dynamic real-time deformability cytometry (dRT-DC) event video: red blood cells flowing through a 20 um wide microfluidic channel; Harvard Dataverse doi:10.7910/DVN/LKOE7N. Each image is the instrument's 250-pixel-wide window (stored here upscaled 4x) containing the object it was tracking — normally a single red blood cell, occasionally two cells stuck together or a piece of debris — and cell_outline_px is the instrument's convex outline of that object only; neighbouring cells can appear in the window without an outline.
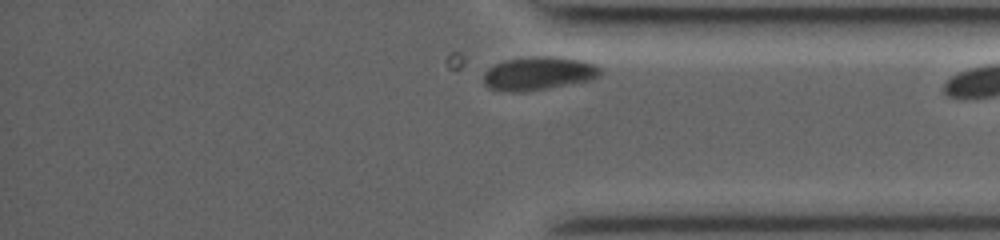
{"species": "common noctule bat (a hibernating species)", "species_latin": "Nyctalus noctula", "temperature_condition": "room temperature", "stored_images_in_passage": 35, "camera_frame_rate_fps": 3500, "um_per_image_px": 0.085, "animal": {"sex": "female", "body_mass_g": 19.0, "forearm_length_mm": 53.3}, "frame": {"image": 1, "passage_image": 34, "time_ms": 9.429, "image_size_px": [1000, 240], "cell_outline_px": [[600, 72], [596, 76], [588, 80], [544, 88], [520, 92], [504, 92], [488, 88], [484, 84], [484, 72], [488, 68], [496, 64], [508, 60], [576, 60], [592, 64], [600, 68]], "centroid_in_image_um": [45.64, 6.32], "position_along_channel_um": 389.6, "area_um2": 20.81}}